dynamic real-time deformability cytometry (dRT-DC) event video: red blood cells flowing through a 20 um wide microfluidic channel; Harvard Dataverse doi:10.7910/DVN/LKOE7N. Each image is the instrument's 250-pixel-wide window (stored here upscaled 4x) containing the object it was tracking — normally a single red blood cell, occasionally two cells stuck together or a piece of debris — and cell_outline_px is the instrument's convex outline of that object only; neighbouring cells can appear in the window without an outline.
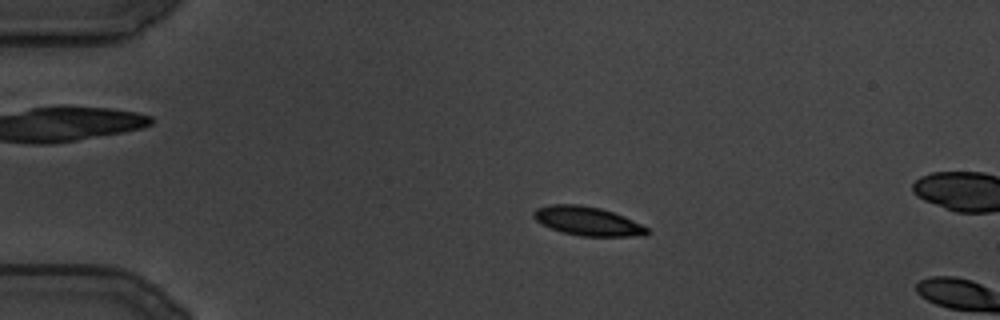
{"species": "common noctule bat (a hibernating species)", "species_latin": "Nyctalus noctula", "temperature_condition": "cold", "stored_images_in_passage": 6, "camera_frame_rate_fps": 3000, "um_per_image_px": 0.085, "animal": {"sex": "male", "body_mass_g": 19.5, "forearm_length_mm": 54.6}, "frame": {"image": 1, "passage_image": 2, "time_ms": 0.333, "image_size_px": [1000, 320], "cell_outline_px": [[652, 232], [644, 236], [580, 236], [564, 232], [552, 228], [536, 220], [532, 216], [532, 212], [536, 208], [552, 204], [580, 204], [600, 208], [624, 216], [648, 228]], "centroid_in_image_um": [49.96, 18.79], "position_along_channel_um": 35.0, "area_um2": 19.02}}